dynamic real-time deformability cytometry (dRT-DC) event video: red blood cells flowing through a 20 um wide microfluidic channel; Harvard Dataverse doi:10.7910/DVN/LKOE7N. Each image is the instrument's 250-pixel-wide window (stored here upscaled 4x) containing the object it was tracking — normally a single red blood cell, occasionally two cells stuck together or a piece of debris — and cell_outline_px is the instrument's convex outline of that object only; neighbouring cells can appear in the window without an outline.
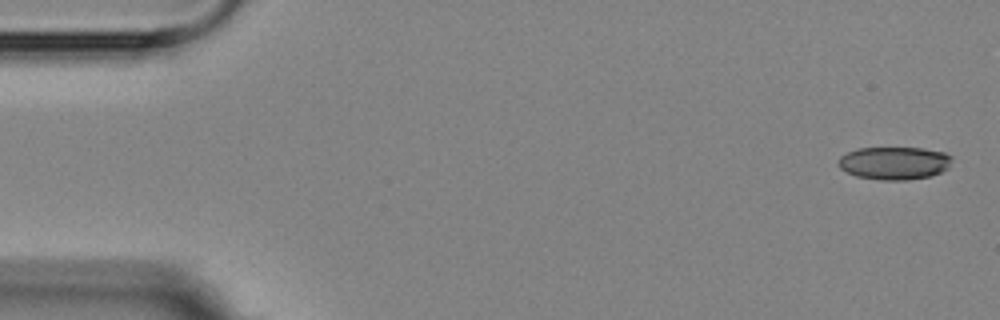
{"species": "Egyptian fruit bat (a non-hibernating species)", "species_latin": "Rousettus aegyptiacus", "temperature_condition": "room temperature", "stored_images_in_passage": 6, "camera_frame_rate_fps": 3000, "um_per_image_px": 0.085, "animal": {"sex": "female"}, "frame": {"image": 1, "passage_image": 1, "time_ms": 0.0, "image_size_px": [1000, 320], "cell_outline_px": [[952, 160], [948, 168], [932, 176], [908, 180], [880, 180], [856, 176], [840, 168], [840, 156], [856, 148], [924, 148], [944, 152], [952, 156]], "centroid_in_image_um": [76.06, 13.86], "position_along_channel_um": 8.9, "area_um2": 21.79}}